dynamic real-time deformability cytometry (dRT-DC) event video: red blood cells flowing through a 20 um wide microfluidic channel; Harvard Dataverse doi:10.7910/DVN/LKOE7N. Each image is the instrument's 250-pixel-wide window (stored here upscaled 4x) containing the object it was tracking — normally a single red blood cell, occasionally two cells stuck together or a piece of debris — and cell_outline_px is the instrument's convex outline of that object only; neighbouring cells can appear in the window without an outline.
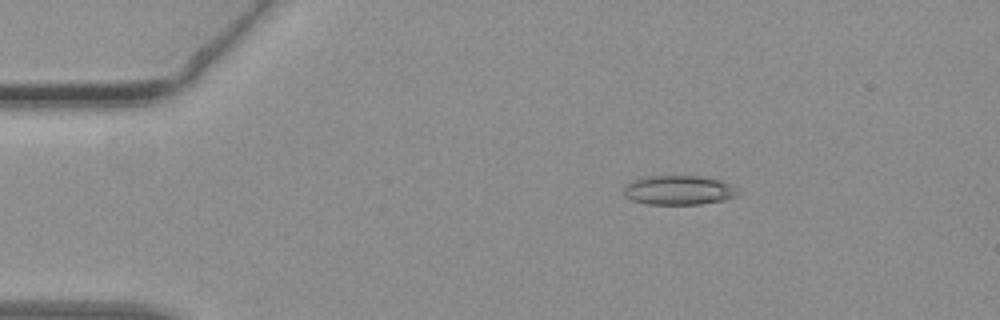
{"species": "common noctule bat (a hibernating species)", "species_latin": "Nyctalus noctula", "temperature_condition": "warm", "stored_images_in_passage": 38, "camera_frame_rate_fps": 3000, "um_per_image_px": 0.085, "animal": {"sex": "female", "body_mass_g": 19.3, "forearm_length_mm": 54.1}, "frame": {"image": 1, "passage_image": 1, "time_ms": 0.0, "image_size_px": [1000, 320], "cell_outline_px": [[740, 192], [736, 196], [724, 200], [700, 204], [648, 204], [632, 200], [624, 196], [624, 188], [628, 184], [636, 180], [648, 176], [704, 176], [720, 180], [728, 184]], "centroid_in_image_um": [57.7, 16.17], "position_along_channel_um": 27.3, "area_um2": 19.31}}
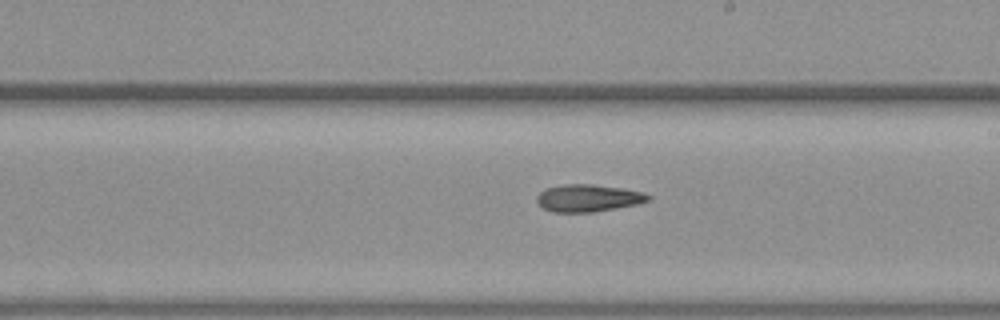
{"frame": {"image": 2, "passage_image": 19, "time_ms": 6.0, "image_size_px": [1000, 320], "cell_outline_px": [[652, 200], [636, 204], [616, 208], [592, 212], [552, 212], [544, 208], [536, 200], [536, 196], [544, 188], [564, 184], [592, 184], [620, 188], [644, 192], [652, 196]], "centroid_in_image_um": [50.0, 16.83], "position_along_channel_um": 239.0, "area_um2": 17.74}}
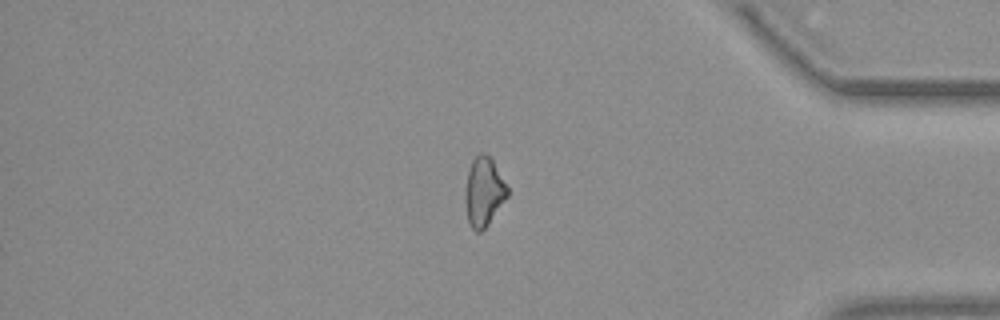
{"frame": {"image": 3, "passage_image": 31, "time_ms": 10.0, "image_size_px": [1000, 320], "cell_outline_px": [[508, 196], [488, 224], [480, 232], [476, 232], [468, 224], [464, 196], [464, 192], [468, 172], [472, 160], [480, 152], [484, 152], [492, 160], [508, 188]], "centroid_in_image_um": [41.1, 16.32], "position_along_channel_um": 394.1, "area_um2": 16.88}}